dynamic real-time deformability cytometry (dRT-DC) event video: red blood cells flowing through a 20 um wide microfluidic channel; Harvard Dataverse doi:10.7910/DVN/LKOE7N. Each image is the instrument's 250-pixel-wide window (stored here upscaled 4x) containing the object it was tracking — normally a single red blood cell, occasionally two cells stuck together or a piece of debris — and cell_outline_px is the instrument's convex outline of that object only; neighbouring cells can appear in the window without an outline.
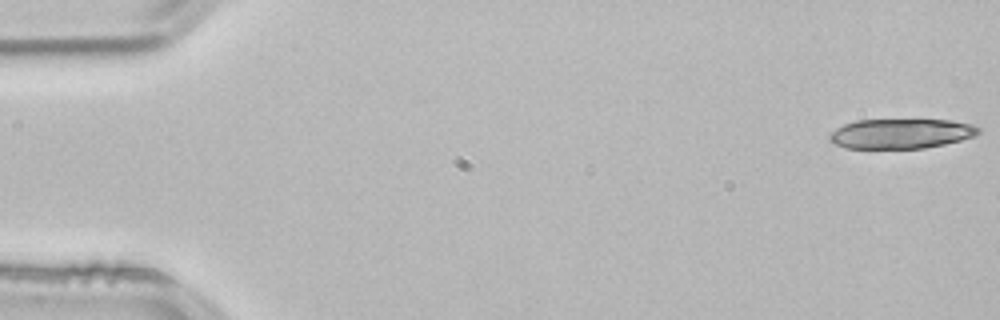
{"species": "common noctule bat (a hibernating species)", "species_latin": "Nyctalus noctula", "temperature_condition": "room temperature", "stored_images_in_passage": 52, "segment_of_instrument_passage": [1, 2], "camera_frame_rate_fps": 3000, "um_per_image_px": 0.085, "animal": {"sex": "male", "body_mass_g": 21.5, "forearm_length_mm": 52.0}, "frame": {"image": 1, "passage_image": 1, "time_ms": 0.0, "image_size_px": [1000, 320], "cell_outline_px": [[980, 132], [976, 136], [944, 144], [924, 148], [844, 148], [828, 140], [828, 136], [836, 128], [844, 124], [856, 120], [952, 120], [972, 124], [980, 128]], "centroid_in_image_um": [76.59, 11.35], "position_along_channel_um": 8.4, "area_um2": 25.89}}
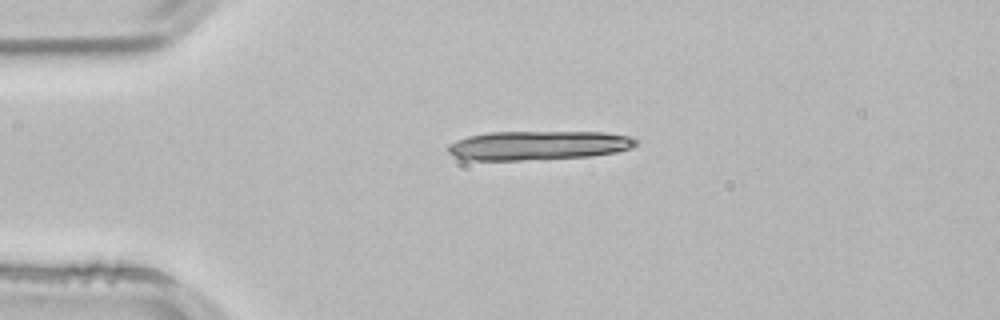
{"frame": {"image": 2, "passage_image": 12, "time_ms": 3.667, "image_size_px": [1000, 320], "cell_outline_px": [[640, 144], [632, 148], [616, 152], [592, 156], [520, 160], [468, 160], [456, 156], [448, 152], [448, 144], [456, 140], [468, 136], [488, 132], [604, 132], [628, 136], [640, 140]], "centroid_in_image_um": [45.8, 12.35], "position_along_channel_um": 39.2, "area_um2": 32.02}}